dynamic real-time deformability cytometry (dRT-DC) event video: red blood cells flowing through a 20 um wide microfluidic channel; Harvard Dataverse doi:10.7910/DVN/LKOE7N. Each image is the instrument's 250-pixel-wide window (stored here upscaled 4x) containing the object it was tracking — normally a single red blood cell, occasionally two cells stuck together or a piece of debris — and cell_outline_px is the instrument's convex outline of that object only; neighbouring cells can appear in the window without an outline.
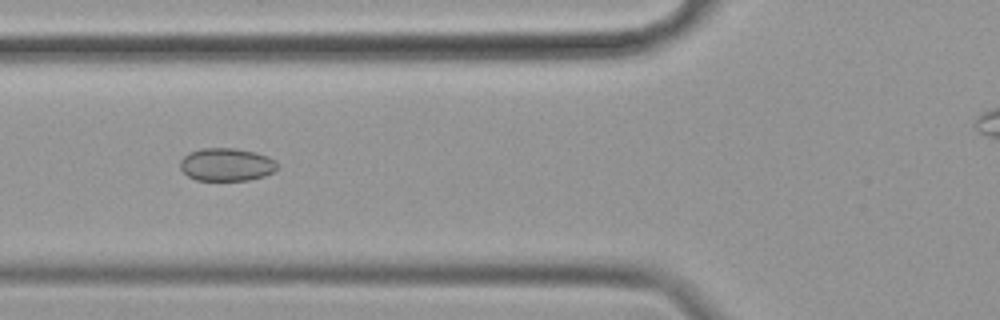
{"species": "common noctule bat (a hibernating species)", "species_latin": "Nyctalus noctula", "temperature_condition": "cold", "stored_images_in_passage": 24, "camera_frame_rate_fps": 3000, "um_per_image_px": 0.085, "animal": {"sex": "female", "body_mass_g": 19.9}, "frame": {"image": 1, "passage_image": 8, "time_ms": 2.333, "image_size_px": [1000, 320], "cell_outline_px": [[276, 168], [272, 172], [264, 176], [248, 180], [196, 180], [188, 176], [180, 168], [180, 160], [188, 152], [200, 148], [236, 148], [256, 152], [268, 156], [276, 160]], "centroid_in_image_um": [19.23, 13.97], "position_along_channel_um": 106.6, "area_um2": 18.73}}
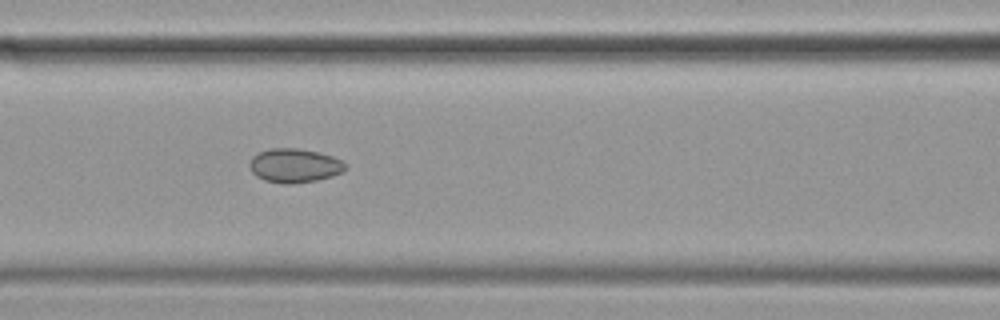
{"frame": {"image": 2, "passage_image": 11, "time_ms": 3.333, "image_size_px": [1000, 320], "cell_outline_px": [[348, 168], [332, 176], [316, 180], [292, 184], [284, 184], [264, 180], [256, 176], [252, 172], [248, 164], [252, 156], [260, 152], [272, 148], [296, 148], [316, 152], [332, 156], [348, 164]], "centroid_in_image_um": [25.02, 14.08], "position_along_channel_um": 141.6, "area_um2": 18.96}}